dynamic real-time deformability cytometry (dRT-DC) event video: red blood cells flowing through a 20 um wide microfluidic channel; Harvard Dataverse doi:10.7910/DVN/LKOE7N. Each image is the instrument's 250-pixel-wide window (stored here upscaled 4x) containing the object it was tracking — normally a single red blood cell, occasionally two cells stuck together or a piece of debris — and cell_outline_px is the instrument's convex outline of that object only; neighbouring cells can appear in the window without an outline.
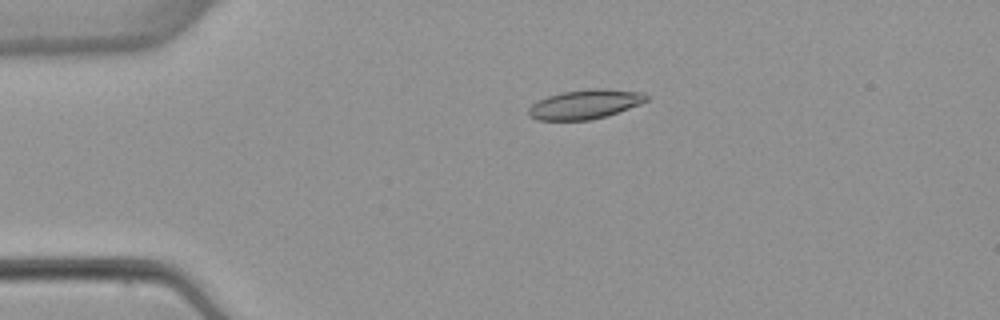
{"species": "common noctule bat (a hibernating species)", "species_latin": "Nyctalus noctula", "temperature_condition": "warm", "stored_images_in_passage": 2, "camera_frame_rate_fps": 3000, "um_per_image_px": 0.085, "animal": {"sex": "female", "body_mass_g": 22.7, "forearm_length_mm": 54.2}, "frame": {"image": 1, "passage_image": 1, "time_ms": 0.0, "image_size_px": [1000, 320], "cell_outline_px": [[648, 100], [640, 104], [608, 116], [588, 120], [536, 120], [528, 116], [528, 108], [536, 100], [560, 92], [588, 88], [604, 88], [644, 92], [648, 96]], "centroid_in_image_um": [49.72, 8.85], "position_along_channel_um": 35.3, "area_um2": 20.52}}